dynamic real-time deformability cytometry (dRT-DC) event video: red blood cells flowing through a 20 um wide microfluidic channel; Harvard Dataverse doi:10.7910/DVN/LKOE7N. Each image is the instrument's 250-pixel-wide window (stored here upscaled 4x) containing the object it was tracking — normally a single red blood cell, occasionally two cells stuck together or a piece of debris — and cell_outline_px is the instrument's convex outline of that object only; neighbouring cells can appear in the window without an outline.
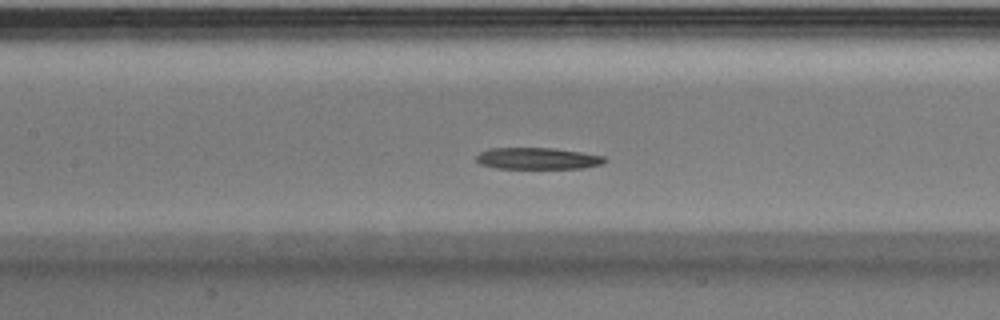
{"species": "Egyptian fruit bat (a non-hibernating species)", "species_latin": "Rousettus aegyptiacus", "temperature_condition": "warm", "stored_images_in_passage": 28, "camera_frame_rate_fps": 3000, "um_per_image_px": 0.085, "animal": {"sex": "male"}, "frame": {"image": 1, "passage_image": 13, "time_ms": 4.0, "image_size_px": [1000, 320], "cell_outline_px": [[608, 160], [600, 164], [584, 168], [496, 168], [480, 164], [476, 160], [476, 156], [480, 152], [488, 148], [552, 148], [580, 152], [604, 156]], "centroid_in_image_um": [45.67, 13.47], "position_along_channel_um": 161.7, "area_um2": 16.07}}
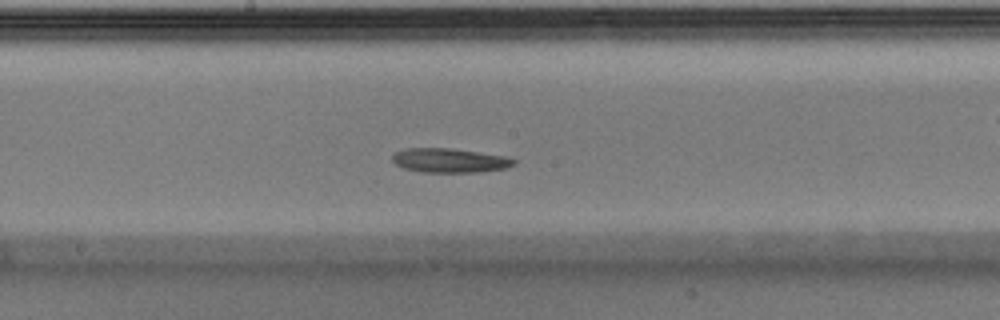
{"frame": {"image": 2, "passage_image": 16, "time_ms": 5.0, "image_size_px": [1000, 320], "cell_outline_px": [[516, 164], [504, 168], [480, 172], [420, 172], [404, 168], [396, 164], [392, 160], [392, 156], [396, 152], [408, 148], [448, 148], [504, 156], [516, 160]], "centroid_in_image_um": [38.2, 13.64], "position_along_channel_um": 210.0, "area_um2": 16.94}}